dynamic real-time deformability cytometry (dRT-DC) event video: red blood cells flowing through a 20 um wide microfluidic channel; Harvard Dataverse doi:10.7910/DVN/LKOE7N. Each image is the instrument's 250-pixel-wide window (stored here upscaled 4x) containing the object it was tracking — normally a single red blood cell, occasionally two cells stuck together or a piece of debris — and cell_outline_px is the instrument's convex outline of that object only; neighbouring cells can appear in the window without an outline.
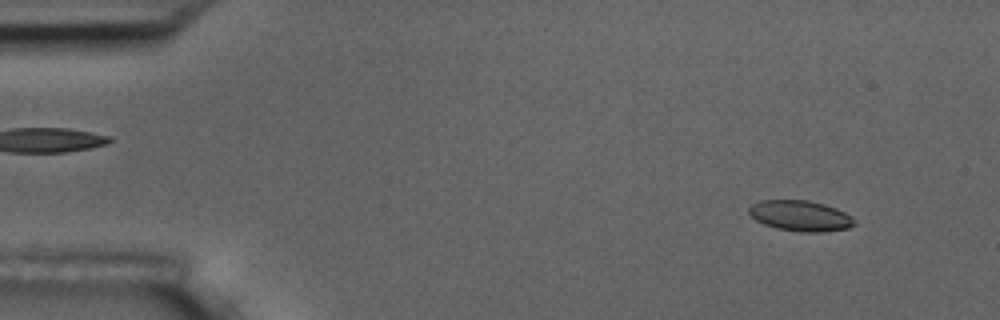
{"species": "common noctule bat (a hibernating species)", "species_latin": "Nyctalus noctula", "temperature_condition": "room temperature", "stored_images_in_passage": 9, "camera_frame_rate_fps": 3000, "um_per_image_px": 0.085, "animal": {"sex": "male", "body_mass_g": 17.5, "forearm_length_mm": 52.3}, "frame": {"image": 1, "passage_image": 1, "time_ms": 0.0, "image_size_px": [1000, 320], "cell_outline_px": [[856, 224], [848, 228], [820, 232], [804, 232], [776, 228], [764, 224], [756, 220], [748, 212], [748, 208], [752, 204], [760, 200], [808, 200], [824, 204], [836, 208], [852, 216], [856, 220]], "centroid_in_image_um": [68.04, 18.34], "position_along_channel_um": 17.0, "area_um2": 18.84}}
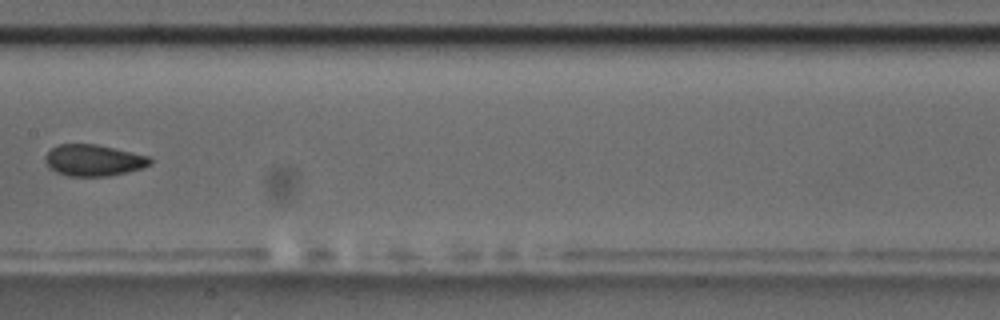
{"frame": {"image": 2, "passage_image": 8, "time_ms": 8.0, "image_size_px": [1000, 320], "cell_outline_px": [[152, 164], [128, 172], [108, 176], [68, 176], [56, 172], [48, 168], [44, 160], [44, 156], [52, 148], [60, 144], [96, 144], [148, 156], [152, 160]], "centroid_in_image_um": [7.92, 13.63], "position_along_channel_um": 199.5, "area_um2": 19.19}}
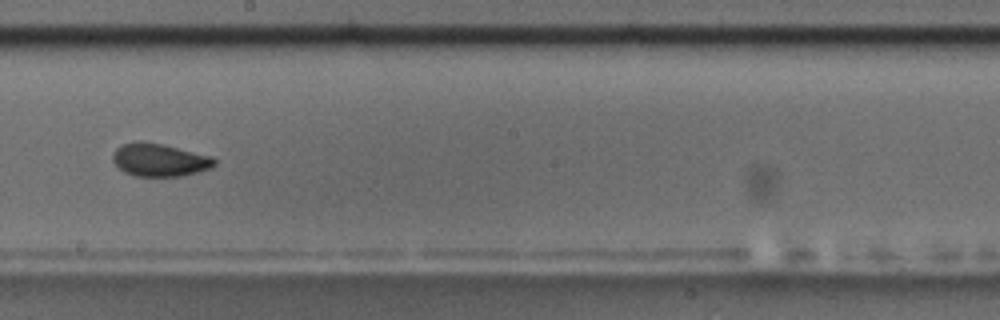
{"frame": {"image": 3, "passage_image": 9, "time_ms": 9.0, "image_size_px": [1000, 320], "cell_outline_px": [[216, 164], [212, 168], [180, 176], [132, 176], [124, 172], [112, 160], [112, 156], [116, 148], [124, 144], [136, 140], [140, 140], [160, 144], [212, 156], [216, 160]], "centroid_in_image_um": [13.55, 13.59], "position_along_channel_um": 234.7, "area_um2": 19.42}}